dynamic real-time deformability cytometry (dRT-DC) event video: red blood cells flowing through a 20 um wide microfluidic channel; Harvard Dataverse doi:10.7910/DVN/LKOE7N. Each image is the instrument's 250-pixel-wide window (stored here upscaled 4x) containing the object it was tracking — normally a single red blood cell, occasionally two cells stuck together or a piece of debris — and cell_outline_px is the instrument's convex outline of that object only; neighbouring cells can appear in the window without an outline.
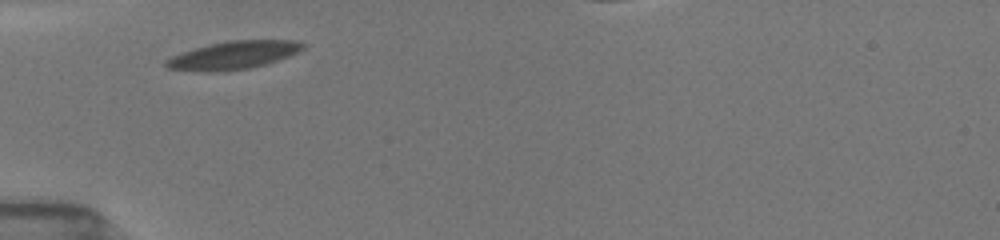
{"species": "common noctule bat (a hibernating species)", "species_latin": "Nyctalus noctula", "temperature_condition": "room temperature", "stored_images_in_passage": 30, "camera_frame_rate_fps": 3000, "um_per_image_px": 0.085, "animal": {"sex": "female", "body_mass_g": 19.5, "forearm_length_mm": 54.1}, "frame": {"image": 1, "passage_image": 1, "time_ms": 0.0, "image_size_px": [1000, 240], "cell_outline_px": [[304, 48], [288, 56], [264, 64], [248, 68], [220, 72], [200, 72], [168, 68], [164, 64], [164, 60], [172, 56], [208, 44], [232, 40], [292, 40], [304, 44]], "centroid_in_image_um": [19.78, 4.7], "position_along_channel_um": 65.2, "area_um2": 22.08}}
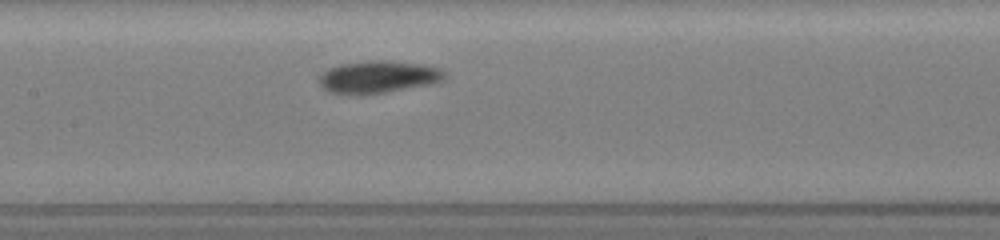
{"frame": {"image": 2, "passage_image": 10, "time_ms": 3.0, "image_size_px": [1000, 240], "cell_outline_px": [[444, 76], [440, 80], [432, 84], [388, 92], [364, 96], [348, 96], [328, 92], [320, 84], [320, 76], [328, 68], [340, 64], [368, 60], [384, 60], [420, 64], [436, 68], [444, 72]], "centroid_in_image_um": [32.06, 6.57], "position_along_channel_um": 175.3, "area_um2": 23.87}}
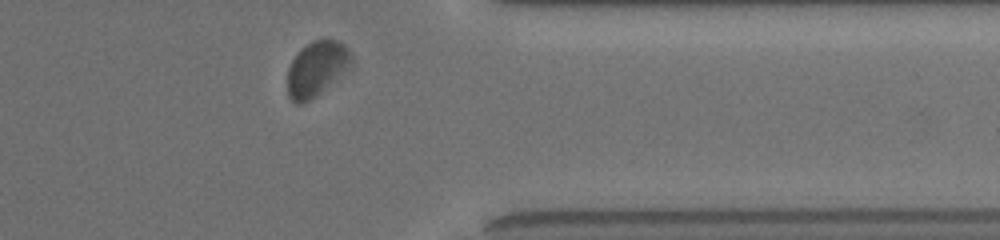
{"frame": {"image": 3, "passage_image": 27, "time_ms": 8.667, "image_size_px": [1000, 240], "cell_outline_px": [[352, 60], [344, 72], [320, 92], [308, 100], [300, 104], [296, 104], [288, 96], [288, 68], [292, 60], [300, 48], [312, 40], [336, 40], [344, 44], [352, 52]], "centroid_in_image_um": [26.9, 5.8], "position_along_channel_um": 384.5, "area_um2": 20.11}, "authors_computed_cell_mechanics": {"area_um2": 22.1374, "velocity_mm_per_s": 3.8019, "shape_relaxation_time_tau1_ms": 1.8352, "shape_relaxation_time_tau2_ms": null, "deformation_change_tau1": 0.0856, "deformation_change_tau2": null}}